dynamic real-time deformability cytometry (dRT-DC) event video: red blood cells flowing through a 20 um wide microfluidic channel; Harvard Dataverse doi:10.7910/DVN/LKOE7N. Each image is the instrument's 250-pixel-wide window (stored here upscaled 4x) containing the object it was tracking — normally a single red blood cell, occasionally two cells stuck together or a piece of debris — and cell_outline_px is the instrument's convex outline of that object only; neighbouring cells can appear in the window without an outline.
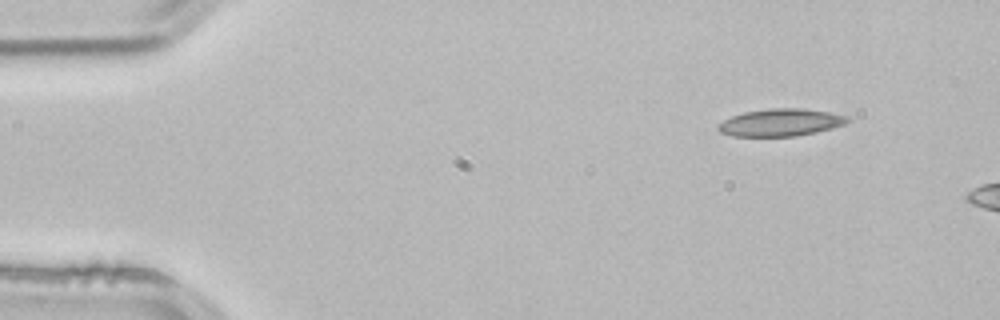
{"species": "common noctule bat (a hibernating species)", "species_latin": "Nyctalus noctula", "temperature_condition": "room temperature", "stored_images_in_passage": 4, "segment_of_instrument_passage": [2, 2], "camera_frame_rate_fps": 3000, "um_per_image_px": 0.085, "animal": {"sex": "male", "body_mass_g": 21.5, "forearm_length_mm": 52.0}, "frame": {"image": 1, "passage_image": 4, "time_ms": 1.0, "image_size_px": [1000, 320], "cell_outline_px": [[852, 120], [844, 124], [832, 128], [816, 132], [796, 136], [732, 136], [720, 132], [716, 128], [724, 120], [732, 116], [744, 112], [768, 108], [804, 108], [828, 112], [848, 116]], "centroid_in_image_um": [66.37, 10.4], "position_along_channel_um": 18.6, "area_um2": 20.63}}